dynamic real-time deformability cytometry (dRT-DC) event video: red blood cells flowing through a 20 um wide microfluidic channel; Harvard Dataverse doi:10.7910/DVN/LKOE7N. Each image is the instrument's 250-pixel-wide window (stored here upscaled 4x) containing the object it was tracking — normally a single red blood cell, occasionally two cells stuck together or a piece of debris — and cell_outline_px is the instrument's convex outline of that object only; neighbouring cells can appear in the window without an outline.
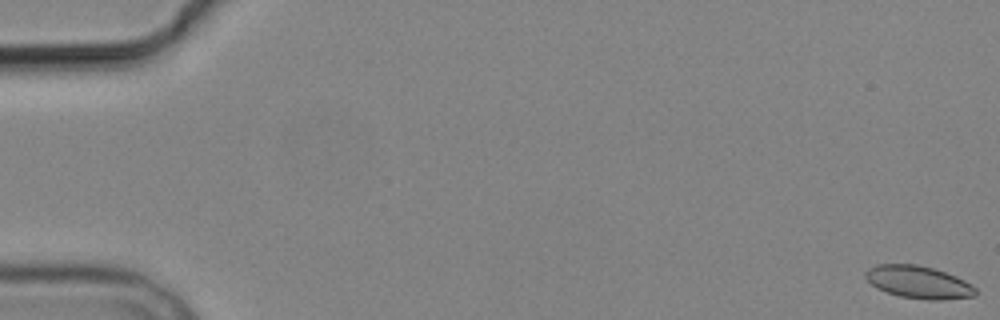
{"species": "common noctule bat (a hibernating species)", "species_latin": "Nyctalus noctula", "temperature_condition": "cold", "stored_images_in_passage": 6, "camera_frame_rate_fps": 3000, "um_per_image_px": 0.085, "animal": {"sex": "male", "body_mass_g": 19.2, "forearm_length_mm": 51.8}, "frame": {"image": 1, "passage_image": 1, "time_ms": 0.0, "image_size_px": [1000, 320], "cell_outline_px": [[976, 296], [944, 300], [928, 300], [900, 296], [876, 288], [864, 276], [864, 272], [868, 268], [876, 264], [916, 264], [932, 268], [956, 276], [972, 284], [976, 288]], "centroid_in_image_um": [78.08, 23.98], "position_along_channel_um": 6.9, "area_um2": 20.92}}